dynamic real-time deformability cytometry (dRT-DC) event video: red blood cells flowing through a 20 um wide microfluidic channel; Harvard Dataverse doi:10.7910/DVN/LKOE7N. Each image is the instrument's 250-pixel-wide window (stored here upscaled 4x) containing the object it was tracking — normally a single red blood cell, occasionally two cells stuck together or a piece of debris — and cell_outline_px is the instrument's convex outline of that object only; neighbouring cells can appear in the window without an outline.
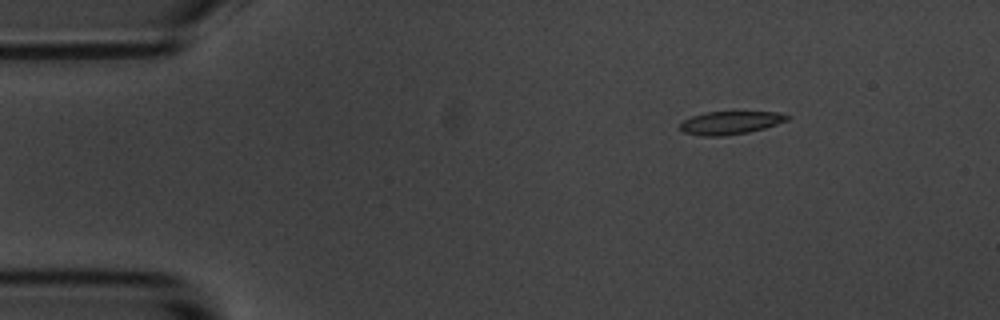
{"species": "common noctule bat (a hibernating species)", "species_latin": "Nyctalus noctula", "temperature_condition": "room temperature", "stored_images_in_passage": 6, "segment_of_instrument_passage": [2, 2], "camera_frame_rate_fps": 3000, "um_per_image_px": 0.085, "animal": {"sex": "male", "body_mass_g": 20.1, "forearm_length_mm": 53.5}, "frame": {"image": 1, "passage_image": 6, "time_ms": 6.667, "image_size_px": [1000, 320], "cell_outline_px": [[792, 116], [788, 120], [764, 128], [748, 132], [724, 136], [700, 136], [684, 132], [680, 128], [680, 124], [684, 120], [692, 116], [704, 112], [776, 112]], "centroid_in_image_um": [62.07, 10.43], "position_along_channel_um": 22.9, "area_um2": 14.33}}